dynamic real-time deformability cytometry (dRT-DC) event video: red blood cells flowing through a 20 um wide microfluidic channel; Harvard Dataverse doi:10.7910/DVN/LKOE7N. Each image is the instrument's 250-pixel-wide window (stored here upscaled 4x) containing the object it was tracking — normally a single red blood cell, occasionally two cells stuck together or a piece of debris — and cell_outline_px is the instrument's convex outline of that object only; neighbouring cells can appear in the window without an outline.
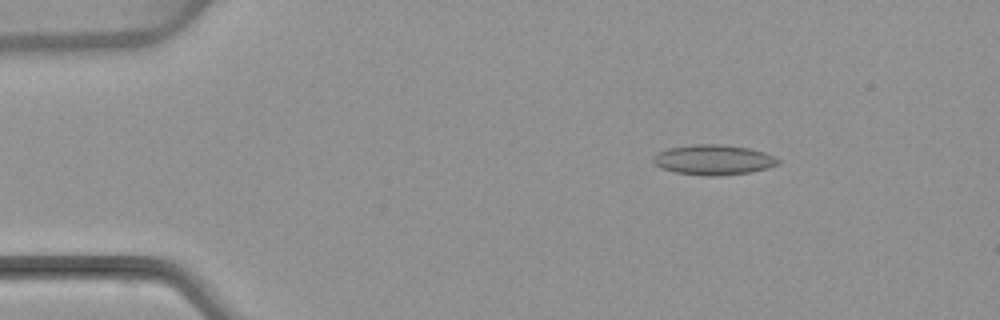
{"species": "common noctule bat (a hibernating species)", "species_latin": "Nyctalus noctula", "temperature_condition": "warm", "stored_images_in_passage": 3, "camera_frame_rate_fps": 3000, "um_per_image_px": 0.085, "animal": {"sex": "female", "body_mass_g": 22.7, "forearm_length_mm": 54.2}, "frame": {"image": 1, "passage_image": 1, "time_ms": 0.0, "image_size_px": [1000, 320], "cell_outline_px": [[780, 164], [768, 168], [752, 172], [716, 176], [704, 176], [676, 172], [660, 168], [652, 160], [652, 156], [656, 152], [668, 148], [692, 144], [724, 144], [748, 148], [764, 152], [780, 160]], "centroid_in_image_um": [60.62, 13.58], "position_along_channel_um": 24.4, "area_um2": 22.14}}